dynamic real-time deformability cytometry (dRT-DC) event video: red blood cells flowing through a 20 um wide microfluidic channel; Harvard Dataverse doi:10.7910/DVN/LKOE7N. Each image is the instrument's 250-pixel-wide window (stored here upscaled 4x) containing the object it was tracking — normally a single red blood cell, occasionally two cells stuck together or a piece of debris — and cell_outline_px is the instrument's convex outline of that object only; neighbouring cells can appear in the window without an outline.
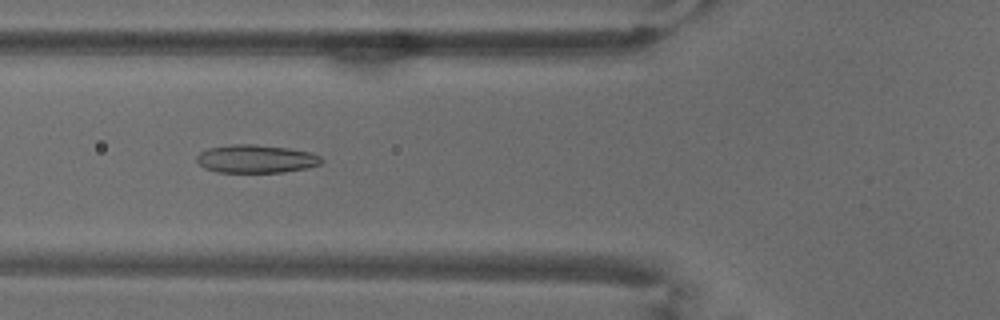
{"species": "common noctule bat (a hibernating species)", "species_latin": "Nyctalus noctula", "temperature_condition": "warm", "stored_images_in_passage": 54, "camera_frame_rate_fps": 3000, "um_per_image_px": 0.085, "animal": {"sex": "male", "body_mass_g": 18.8}, "frame": {"image": 1, "passage_image": 20, "time_ms": 6.333, "image_size_px": [1000, 320], "cell_outline_px": [[324, 160], [320, 164], [308, 168], [284, 172], [216, 172], [204, 168], [196, 160], [196, 156], [200, 152], [208, 148], [232, 144], [252, 144], [288, 148], [312, 152], [320, 156]], "centroid_in_image_um": [21.77, 13.5], "position_along_channel_um": 104.0, "area_um2": 20.58}}
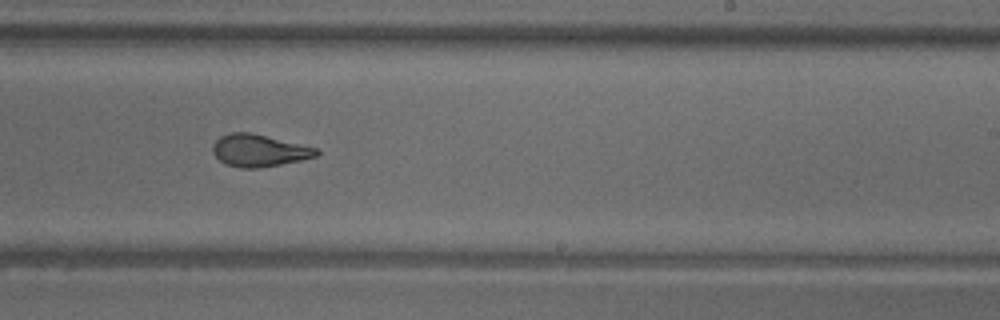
{"frame": {"image": 2, "passage_image": 33, "time_ms": 10.667, "image_size_px": [1000, 320], "cell_outline_px": [[320, 152], [316, 156], [300, 160], [280, 164], [256, 168], [240, 168], [224, 164], [212, 152], [212, 144], [220, 136], [232, 132], [248, 132], [316, 148]], "centroid_in_image_um": [21.96, 12.8], "position_along_channel_um": 267.0, "area_um2": 19.13}}
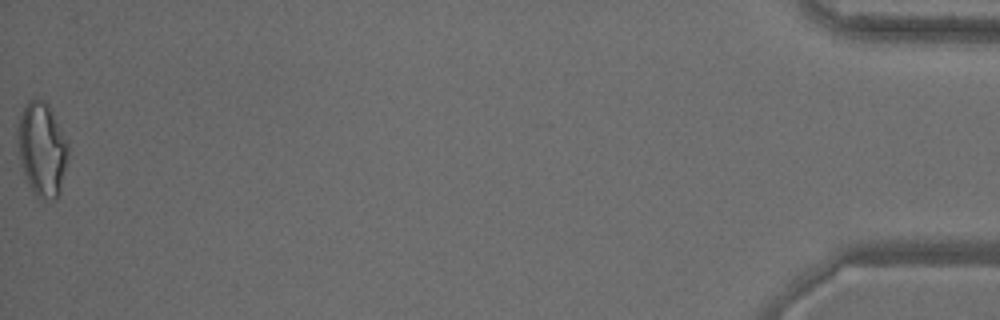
{"frame": {"image": 3, "passage_image": 54, "time_ms": 17.667, "image_size_px": [1000, 320], "cell_outline_px": [[68, 152], [60, 192], [56, 200], [44, 200], [36, 196], [24, 180], [20, 164], [16, 140], [16, 128], [24, 104], [28, 100], [44, 100], [48, 104], [68, 144]], "centroid_in_image_um": [3.51, 12.72], "position_along_channel_um": 431.7, "area_um2": 27.98}, "authors_computed_cell_mechanics": {"area_um2": 21.0392, "velocity_mm_per_s": 3.7495, "shape_relaxation_time_tau1_ms": 10.5164, "shape_relaxation_time_tau2_ms": 1.5676, "deformation_change_tau1": 0.2665, "deformation_change_tau2": 0.0881}}